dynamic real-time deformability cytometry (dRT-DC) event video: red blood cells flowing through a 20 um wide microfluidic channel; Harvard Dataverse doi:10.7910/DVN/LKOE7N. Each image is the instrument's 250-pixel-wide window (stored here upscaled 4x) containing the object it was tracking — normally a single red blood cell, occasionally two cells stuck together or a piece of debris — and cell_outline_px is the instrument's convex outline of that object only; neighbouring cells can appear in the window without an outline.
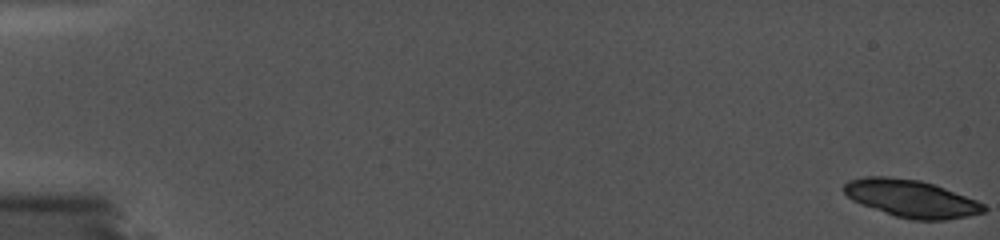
{"species": "common noctule bat (a hibernating species)", "species_latin": "Nyctalus noctula", "temperature_condition": "cold", "stored_images_in_passage": 26, "camera_frame_rate_fps": 5000, "um_per_image_px": 0.085, "animal": {"sex": "female", "body_mass_g": 19.0, "forearm_length_mm": 56.7}, "frame": {"image": 1, "passage_image": 1, "time_ms": 0.0, "image_size_px": [1000, 240], "cell_outline_px": [[984, 212], [940, 220], [912, 220], [896, 216], [864, 204], [848, 196], [844, 192], [844, 184], [848, 180], [860, 176], [888, 176], [920, 180], [936, 184], [964, 196], [980, 204], [984, 208]], "centroid_in_image_um": [77.38, 16.84], "position_along_channel_um": 7.6, "area_um2": 29.65}}
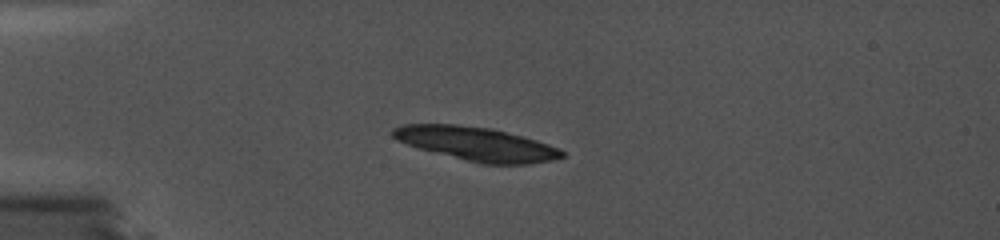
{"frame": {"image": 2, "passage_image": 26, "time_ms": 5.0, "image_size_px": [1000, 240], "cell_outline_px": [[564, 156], [548, 160], [528, 164], [480, 164], [420, 148], [408, 144], [392, 136], [392, 128], [404, 124], [456, 124], [492, 128], [536, 140], [548, 144], [564, 152]], "centroid_in_image_um": [40.48, 12.22], "position_along_channel_um": 44.5, "area_um2": 32.71}}